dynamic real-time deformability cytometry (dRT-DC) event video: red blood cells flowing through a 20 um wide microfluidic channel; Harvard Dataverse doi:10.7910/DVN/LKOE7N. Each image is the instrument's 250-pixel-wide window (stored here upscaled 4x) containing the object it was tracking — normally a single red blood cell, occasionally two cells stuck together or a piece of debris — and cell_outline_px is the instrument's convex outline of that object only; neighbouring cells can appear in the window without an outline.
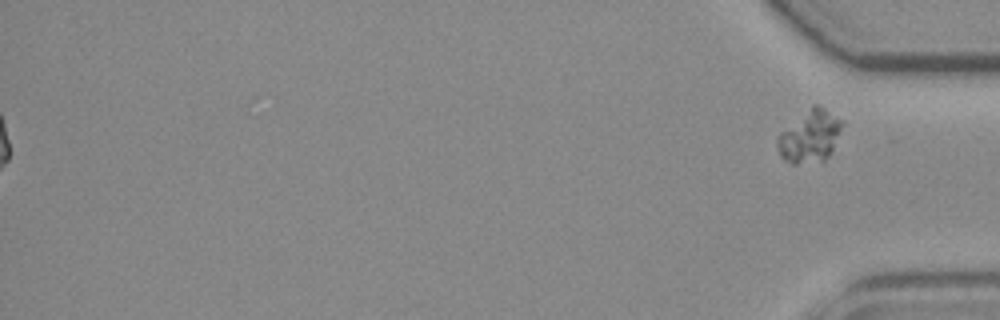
{"species": "common noctule bat (a hibernating species)", "species_latin": "Nyctalus noctula", "temperature_condition": "room temperature", "stored_images_in_passage": 39, "segment_of_instrument_passage": [2, 2], "camera_frame_rate_fps": 3000, "um_per_image_px": 0.085, "animal": {"sex": "female", "body_mass_g": 19.3, "forearm_length_mm": 54.1}, "frame": {"image": 1, "passage_image": 39, "time_ms": 12.667, "image_size_px": [1000, 320], "cell_outline_px": [[844, 124], [828, 156], [824, 160], [796, 164], [792, 164], [784, 160], [780, 156], [776, 144], [776, 136], [780, 132], [812, 104], [820, 104], [844, 120]], "centroid_in_image_um": [68.82, 11.54], "position_along_channel_um": 366.4, "area_um2": 19.94}}